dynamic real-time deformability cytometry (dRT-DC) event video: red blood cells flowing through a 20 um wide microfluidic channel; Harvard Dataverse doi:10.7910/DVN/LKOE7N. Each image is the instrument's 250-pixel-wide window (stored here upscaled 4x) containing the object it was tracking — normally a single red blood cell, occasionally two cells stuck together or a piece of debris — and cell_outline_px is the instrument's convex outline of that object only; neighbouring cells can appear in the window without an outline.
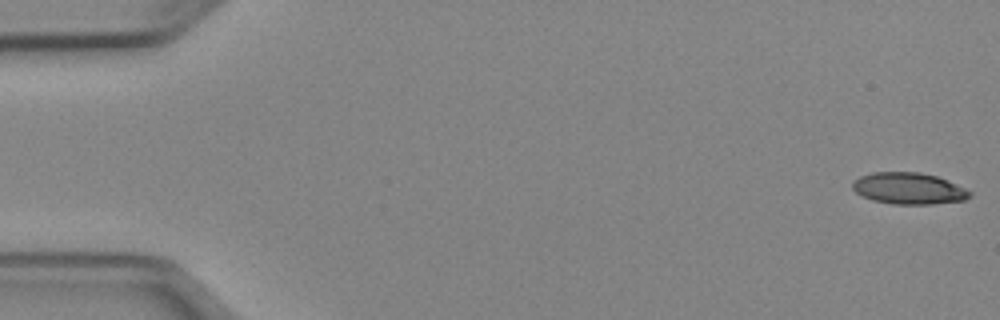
{"species": "Egyptian fruit bat (a non-hibernating species)", "species_latin": "Rousettus aegyptiacus", "temperature_condition": "cold", "stored_images_in_passage": 51, "camera_frame_rate_fps": 3000, "um_per_image_px": 0.085, "animal": {"sex": "female"}, "frame": {"image": 1, "passage_image": 1, "time_ms": 0.0, "image_size_px": [1000, 320], "cell_outline_px": [[972, 196], [964, 200], [932, 204], [892, 204], [872, 200], [856, 192], [852, 188], [852, 180], [860, 176], [872, 172], [920, 172], [936, 176], [948, 180], [972, 192]], "centroid_in_image_um": [77.23, 16.01], "position_along_channel_um": 7.8, "area_um2": 21.62}}
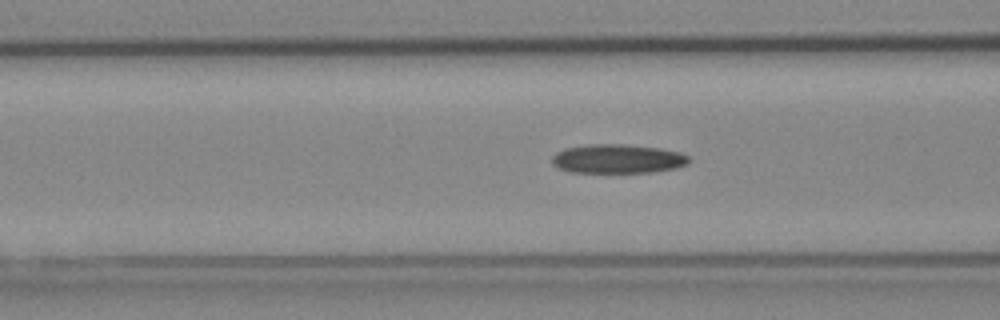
{"frame": {"image": 2, "passage_image": 20, "time_ms": 6.333, "image_size_px": [1000, 320], "cell_outline_px": [[692, 160], [688, 164], [676, 168], [652, 172], [572, 172], [556, 168], [552, 164], [552, 156], [556, 152], [564, 148], [588, 144], [628, 144], [660, 148], [680, 152], [688, 156]], "centroid_in_image_um": [52.5, 13.49], "position_along_channel_um": 114.1, "area_um2": 23.47}}
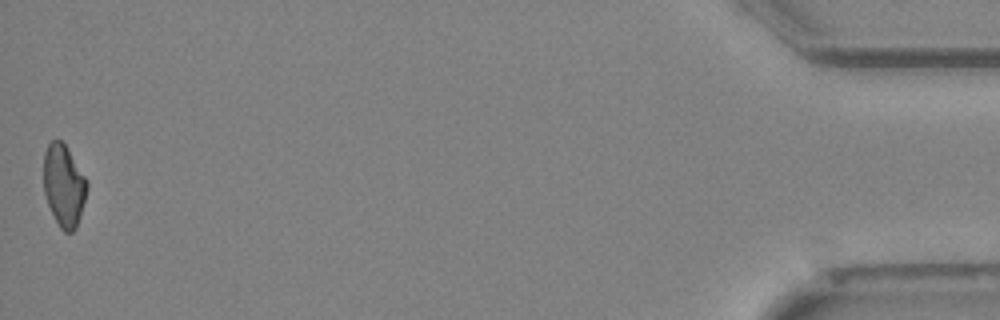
{"frame": {"image": 3, "passage_image": 51, "time_ms": 16.667, "image_size_px": [1000, 320], "cell_outline_px": [[88, 188], [76, 228], [72, 232], [64, 232], [60, 228], [48, 204], [44, 192], [44, 152], [48, 144], [52, 140], [60, 140], [64, 144], [84, 176], [88, 184]], "centroid_in_image_um": [5.41, 15.78], "position_along_channel_um": 429.8, "area_um2": 20.29}}